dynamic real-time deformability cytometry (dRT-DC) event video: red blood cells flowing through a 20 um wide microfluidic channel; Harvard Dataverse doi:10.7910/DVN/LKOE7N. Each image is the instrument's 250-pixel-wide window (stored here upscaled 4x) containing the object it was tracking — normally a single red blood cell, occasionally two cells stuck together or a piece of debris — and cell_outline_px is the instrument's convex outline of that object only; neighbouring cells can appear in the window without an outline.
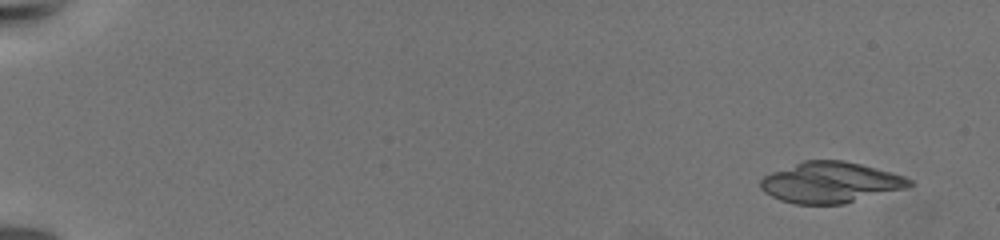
{"species": "common noctule bat (a hibernating species)", "species_latin": "Nyctalus noctula", "temperature_condition": "warm", "stored_images_in_passage": 13, "camera_frame_rate_fps": 3000, "um_per_image_px": 0.085, "animal": {"sex": "female", "body_mass_g": 19.5, "forearm_length_mm": 54.1}, "frame": {"image": 1, "passage_image": 2, "time_ms": 0.667, "image_size_px": [1000, 240], "cell_outline_px": [[916, 184], [908, 188], [844, 204], [796, 204], [780, 200], [764, 192], [760, 188], [760, 180], [764, 176], [772, 172], [804, 160], [844, 160], [892, 172], [904, 176], [912, 180]], "centroid_in_image_um": [70.63, 15.51], "position_along_channel_um": 14.4, "area_um2": 35.6}}
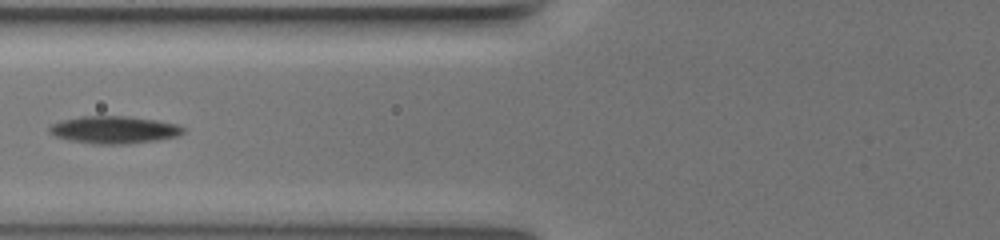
{"frame": {"image": 2, "passage_image": 11, "time_ms": 9.667, "image_size_px": [1000, 240], "cell_outline_px": [[184, 132], [176, 136], [156, 140], [128, 144], [92, 144], [68, 140], [56, 136], [48, 132], [48, 128], [52, 124], [64, 120], [80, 116], [128, 116], [156, 120], [180, 124], [184, 128]], "centroid_in_image_um": [9.7, 11.03], "position_along_channel_um": 116.1, "area_um2": 21.44}}
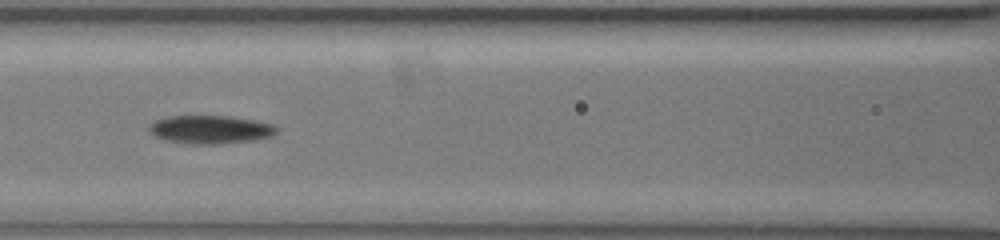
{"frame": {"image": 3, "passage_image": 12, "time_ms": 10.667, "image_size_px": [1000, 240], "cell_outline_px": [[276, 132], [272, 136], [256, 140], [220, 144], [188, 144], [164, 140], [148, 132], [148, 124], [156, 120], [168, 116], [228, 116], [256, 120], [276, 124]], "centroid_in_image_um": [17.88, 11.01], "position_along_channel_um": 148.7, "area_um2": 21.33}}